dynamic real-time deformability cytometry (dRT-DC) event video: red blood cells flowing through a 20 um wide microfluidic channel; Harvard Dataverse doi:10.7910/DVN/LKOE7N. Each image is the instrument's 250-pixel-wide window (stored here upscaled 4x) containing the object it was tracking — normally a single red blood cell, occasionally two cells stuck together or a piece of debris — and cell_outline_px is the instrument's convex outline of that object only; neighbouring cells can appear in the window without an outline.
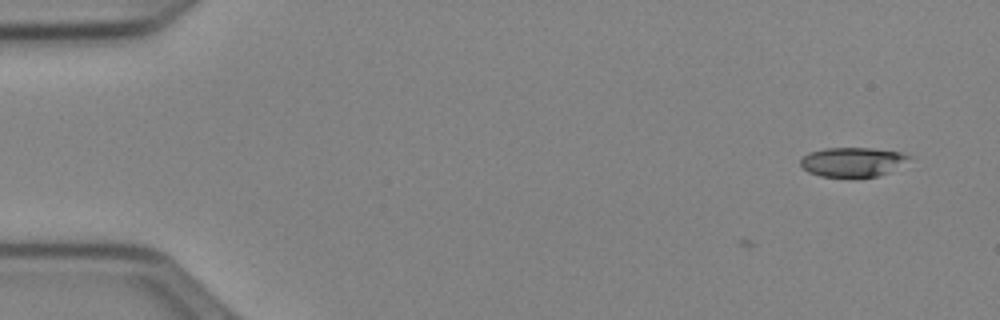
{"species": "Egyptian fruit bat (a non-hibernating species)", "species_latin": "Rousettus aegyptiacus", "temperature_condition": "cold", "stored_images_in_passage": 9, "camera_frame_rate_fps": 3000, "um_per_image_px": 0.085, "animal": {"sex": "female"}, "frame": {"image": 1, "passage_image": 9, "time_ms": 2.667, "image_size_px": [1000, 320], "cell_outline_px": [[912, 156], [888, 172], [880, 176], [820, 176], [808, 172], [800, 164], [800, 160], [808, 152], [824, 148], [872, 148], [900, 152]], "centroid_in_image_um": [72.41, 13.75], "position_along_channel_um": 12.6, "area_um2": 18.21}}